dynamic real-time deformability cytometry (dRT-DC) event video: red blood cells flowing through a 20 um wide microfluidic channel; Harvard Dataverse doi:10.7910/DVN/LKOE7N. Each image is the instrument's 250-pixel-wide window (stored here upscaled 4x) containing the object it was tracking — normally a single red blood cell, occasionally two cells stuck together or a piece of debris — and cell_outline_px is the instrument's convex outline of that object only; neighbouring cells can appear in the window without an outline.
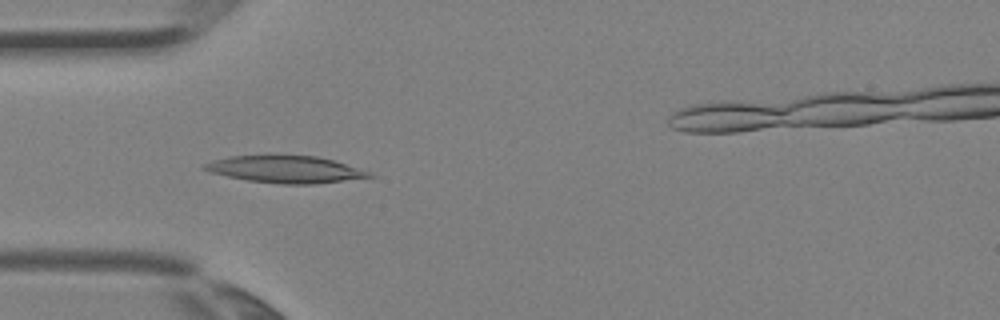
{"species": "Egyptian fruit bat (a non-hibernating species)", "species_latin": "Rousettus aegyptiacus", "temperature_condition": "room temperature", "stored_images_in_passage": 3, "camera_frame_rate_fps": 3000, "um_per_image_px": 0.085, "animal": {"sex": "female"}, "frame": {"image": 1, "passage_image": 1, "time_ms": 0.0, "image_size_px": [1000, 320], "cell_outline_px": [[376, 176], [312, 184], [280, 184], [248, 180], [228, 176], [212, 172], [200, 168], [200, 164], [212, 160], [232, 156], [316, 156], [332, 160], [372, 172]], "centroid_in_image_um": [24.24, 14.4], "position_along_channel_um": 60.8, "area_um2": 25.61}}
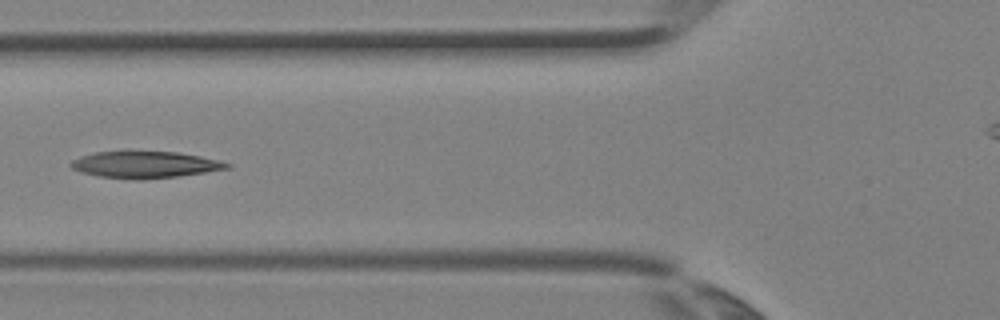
{"frame": {"image": 2, "passage_image": 2, "time_ms": 0.333, "image_size_px": [1000, 320], "cell_outline_px": [[232, 168], [176, 176], [140, 180], [136, 180], [96, 176], [80, 172], [72, 168], [68, 164], [72, 160], [80, 156], [96, 152], [176, 152], [200, 156], [220, 160], [232, 164]], "centroid_in_image_um": [12.31, 14.01], "position_along_channel_um": 113.5, "area_um2": 24.22}}